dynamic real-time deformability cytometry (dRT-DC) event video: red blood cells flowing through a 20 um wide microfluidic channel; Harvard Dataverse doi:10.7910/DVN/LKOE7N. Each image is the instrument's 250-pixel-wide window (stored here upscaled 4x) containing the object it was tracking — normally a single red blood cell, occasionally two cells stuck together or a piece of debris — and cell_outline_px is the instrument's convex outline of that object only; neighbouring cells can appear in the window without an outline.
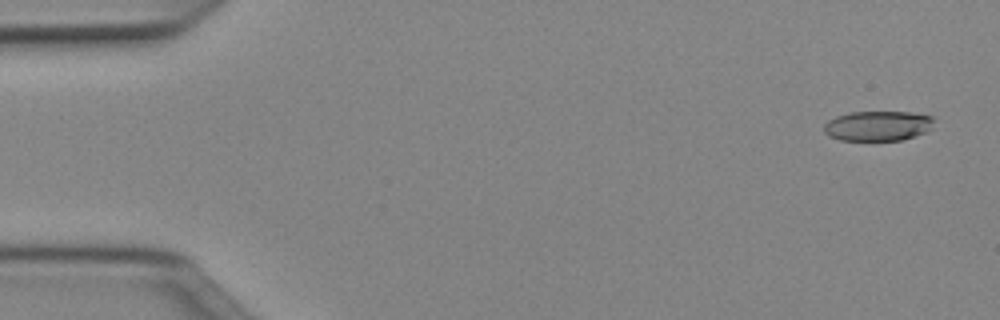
{"species": "Egyptian fruit bat (a non-hibernating species)", "species_latin": "Rousettus aegyptiacus", "temperature_condition": "cold", "stored_images_in_passage": 51, "camera_frame_rate_fps": 3000, "um_per_image_px": 0.085, "animal": {"sex": "female"}, "frame": {"image": 1, "passage_image": 3, "time_ms": 0.667, "image_size_px": [1000, 320], "cell_outline_px": [[932, 128], [924, 132], [900, 140], [840, 140], [828, 136], [824, 132], [824, 124], [828, 120], [836, 116], [848, 112], [912, 112], [932, 116]], "centroid_in_image_um": [74.57, 10.69], "position_along_channel_um": 10.4, "area_um2": 19.13}}
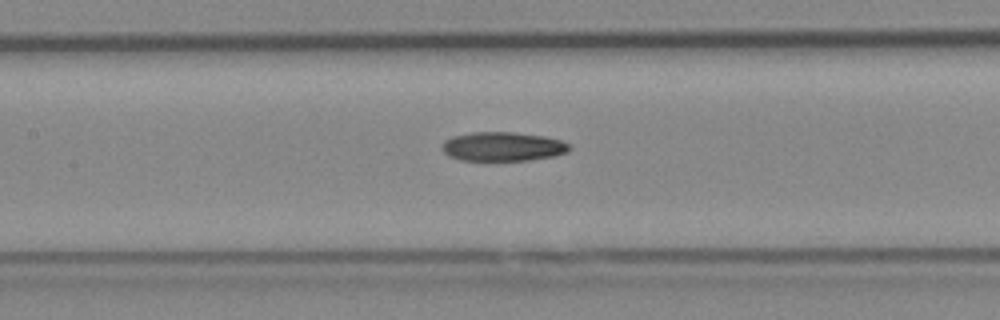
{"frame": {"image": 2, "passage_image": 24, "time_ms": 7.667, "image_size_px": [1000, 320], "cell_outline_px": [[572, 148], [568, 152], [556, 156], [528, 160], [460, 160], [448, 156], [440, 148], [444, 140], [452, 136], [472, 132], [512, 132], [544, 136], [560, 140], [572, 144]], "centroid_in_image_um": [42.75, 12.45], "position_along_channel_um": 164.7, "area_um2": 21.85}}
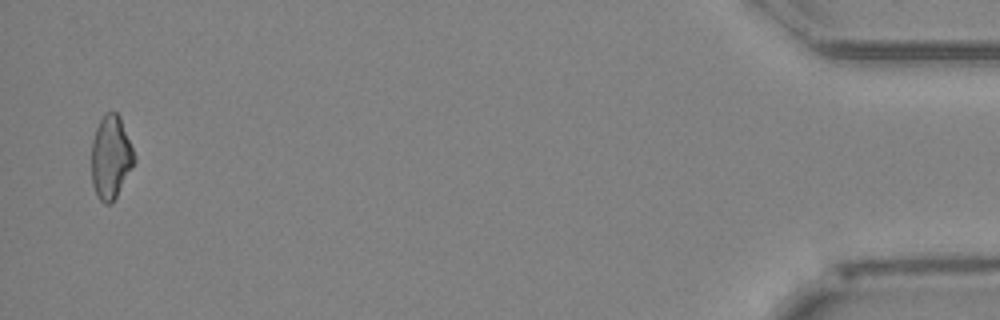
{"frame": {"image": 3, "passage_image": 50, "time_ms": 16.333, "image_size_px": [1000, 320], "cell_outline_px": [[136, 160], [112, 204], [104, 204], [96, 196], [92, 184], [92, 140], [96, 128], [104, 112], [116, 112], [120, 116], [132, 148]], "centroid_in_image_um": [9.4, 13.38], "position_along_channel_um": 425.8, "area_um2": 20.69}, "authors_computed_cell_mechanics": {"area_um2": 21.386, "velocity_mm_per_s": 4.0241, "shape_relaxation_time_tau1_ms": 9.4767, "shape_relaxation_time_tau2_ms": null, "deformation_change_tau1": 0.1992, "deformation_change_tau2": null}}